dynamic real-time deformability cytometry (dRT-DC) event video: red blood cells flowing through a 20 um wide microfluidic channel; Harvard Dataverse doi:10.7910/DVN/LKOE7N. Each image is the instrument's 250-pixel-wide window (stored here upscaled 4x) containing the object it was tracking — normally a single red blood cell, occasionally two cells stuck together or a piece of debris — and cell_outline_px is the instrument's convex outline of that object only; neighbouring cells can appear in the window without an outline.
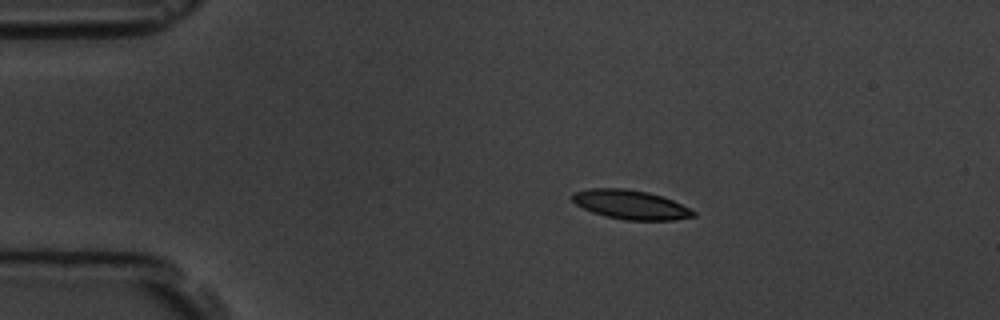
{"species": "common noctule bat (a hibernating species)", "species_latin": "Nyctalus noctula", "temperature_condition": "room temperature", "stored_images_in_passage": 4, "camera_frame_rate_fps": 3000, "um_per_image_px": 0.085, "animal": {"sex": "male", "body_mass_g": 19.5, "forearm_length_mm": 54.6}, "frame": {"image": 1, "passage_image": 1, "time_ms": 0.0, "image_size_px": [1000, 320], "cell_outline_px": [[696, 216], [676, 220], [624, 220], [604, 216], [592, 212], [576, 204], [568, 196], [572, 192], [588, 188], [624, 188], [648, 192], [664, 196], [696, 212]], "centroid_in_image_um": [53.56, 17.39], "position_along_channel_um": 31.4, "area_um2": 20.81}}
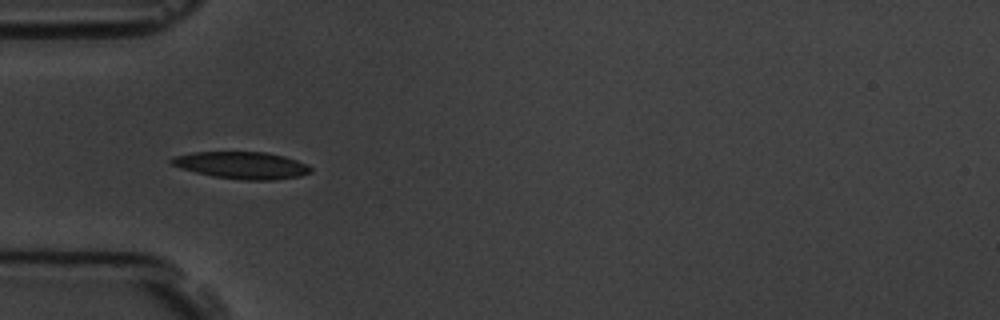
{"frame": {"image": 2, "passage_image": 3, "time_ms": 2.333, "image_size_px": [1000, 320], "cell_outline_px": [[312, 172], [300, 176], [272, 180], [240, 180], [212, 176], [180, 168], [172, 164], [168, 160], [176, 156], [192, 152], [264, 152], [284, 156], [308, 164], [312, 168]], "centroid_in_image_um": [20.57, 14.05], "position_along_channel_um": 64.4, "area_um2": 21.96}}
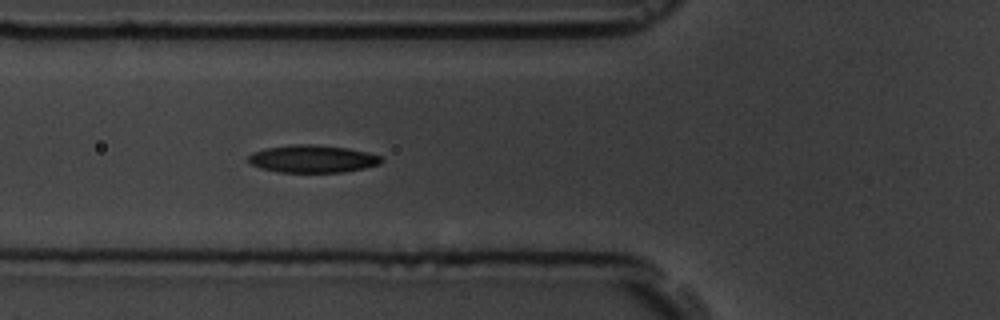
{"frame": {"image": 3, "passage_image": 4, "time_ms": 3.333, "image_size_px": [1000, 320], "cell_outline_px": [[384, 160], [380, 164], [364, 168], [344, 172], [280, 172], [260, 168], [252, 164], [248, 160], [248, 156], [252, 152], [264, 148], [292, 144], [312, 144], [344, 148], [368, 152], [380, 156]], "centroid_in_image_um": [26.55, 13.5], "position_along_channel_um": 99.2, "area_um2": 21.33}}